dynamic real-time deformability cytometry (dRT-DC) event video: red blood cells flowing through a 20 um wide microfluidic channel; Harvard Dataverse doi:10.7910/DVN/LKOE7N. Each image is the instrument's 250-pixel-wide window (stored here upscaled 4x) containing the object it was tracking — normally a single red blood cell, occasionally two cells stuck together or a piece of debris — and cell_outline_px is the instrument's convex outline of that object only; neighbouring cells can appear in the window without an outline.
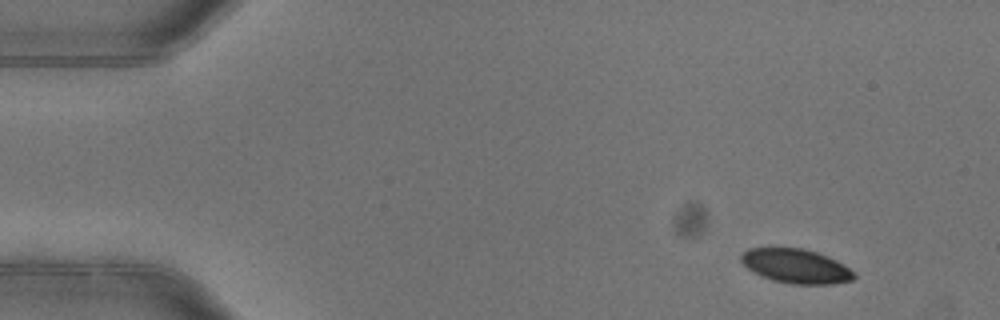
{"species": "common noctule bat (a hibernating species)", "species_latin": "Nyctalus noctula", "temperature_condition": "warm", "stored_images_in_passage": 5, "camera_frame_rate_fps": 3000, "um_per_image_px": 0.085, "animal": {"sex": "female"}, "frame": {"image": 1, "passage_image": 1, "time_ms": 0.0, "image_size_px": [1000, 320], "cell_outline_px": [[856, 276], [852, 280], [832, 284], [788, 284], [772, 280], [760, 276], [752, 272], [740, 260], [740, 256], [748, 248], [804, 248], [828, 256], [844, 264], [856, 272]], "centroid_in_image_um": [67.67, 22.63], "position_along_channel_um": 17.3, "area_um2": 22.77}}